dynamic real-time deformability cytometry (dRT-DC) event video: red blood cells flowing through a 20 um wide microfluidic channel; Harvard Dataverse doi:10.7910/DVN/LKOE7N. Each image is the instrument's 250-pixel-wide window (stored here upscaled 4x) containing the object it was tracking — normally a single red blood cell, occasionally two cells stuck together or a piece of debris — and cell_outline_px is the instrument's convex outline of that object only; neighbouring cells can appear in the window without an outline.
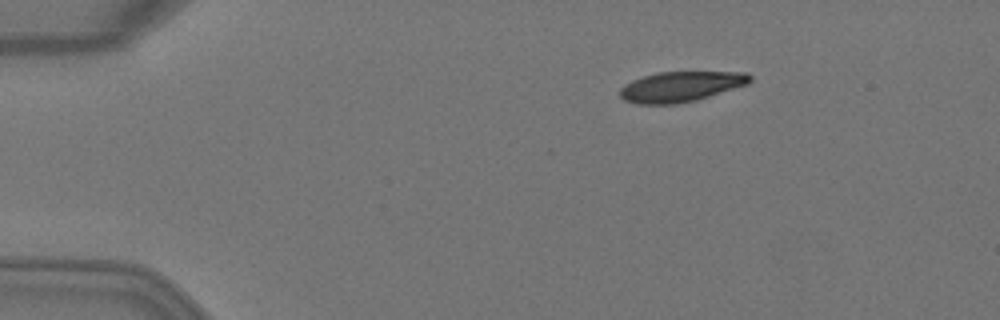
{"species": "Egyptian fruit bat (a non-hibernating species)", "species_latin": "Rousettus aegyptiacus", "temperature_condition": "warm", "stored_images_in_passage": 9, "camera_frame_rate_fps": 3000, "um_per_image_px": 0.085, "animal": {"sex": "female"}, "frame": {"image": 1, "passage_image": 1, "time_ms": 0.0, "image_size_px": [1000, 320], "cell_outline_px": [[752, 80], [748, 84], [696, 100], [676, 104], [636, 104], [624, 100], [620, 96], [620, 88], [624, 84], [632, 80], [656, 72], [748, 72], [752, 76]], "centroid_in_image_um": [57.86, 7.36], "position_along_channel_um": 27.1, "area_um2": 23.0}}